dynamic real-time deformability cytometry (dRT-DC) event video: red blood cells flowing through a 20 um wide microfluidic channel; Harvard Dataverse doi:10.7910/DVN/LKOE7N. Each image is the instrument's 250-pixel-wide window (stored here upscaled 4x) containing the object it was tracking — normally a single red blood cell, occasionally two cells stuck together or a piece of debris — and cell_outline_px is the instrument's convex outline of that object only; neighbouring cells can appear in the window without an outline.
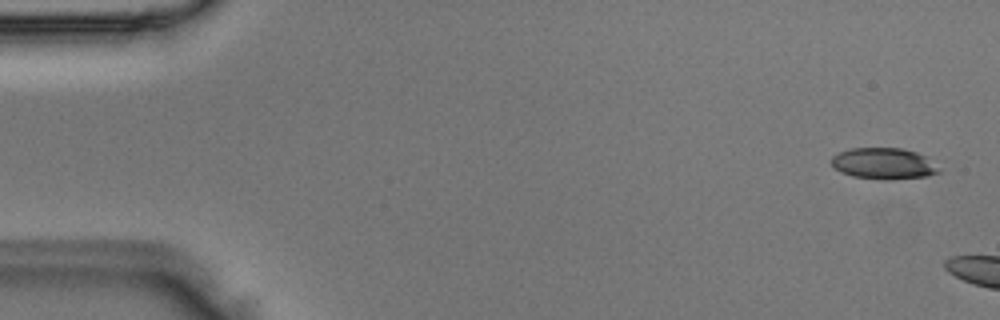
{"species": "Egyptian fruit bat (a non-hibernating species)", "species_latin": "Rousettus aegyptiacus", "temperature_condition": "room temperature", "stored_images_in_passage": 2, "camera_frame_rate_fps": 3000, "um_per_image_px": 0.085, "animal": {"sex": "male"}, "frame": {"image": 1, "passage_image": 1, "time_ms": 0.0, "image_size_px": [1000, 320], "cell_outline_px": [[944, 172], [928, 176], [892, 180], [884, 180], [852, 176], [832, 168], [832, 156], [840, 152], [852, 148], [900, 148], [916, 152], [928, 156]], "centroid_in_image_um": [75.18, 13.91], "position_along_channel_um": 9.8, "area_um2": 19.94}}